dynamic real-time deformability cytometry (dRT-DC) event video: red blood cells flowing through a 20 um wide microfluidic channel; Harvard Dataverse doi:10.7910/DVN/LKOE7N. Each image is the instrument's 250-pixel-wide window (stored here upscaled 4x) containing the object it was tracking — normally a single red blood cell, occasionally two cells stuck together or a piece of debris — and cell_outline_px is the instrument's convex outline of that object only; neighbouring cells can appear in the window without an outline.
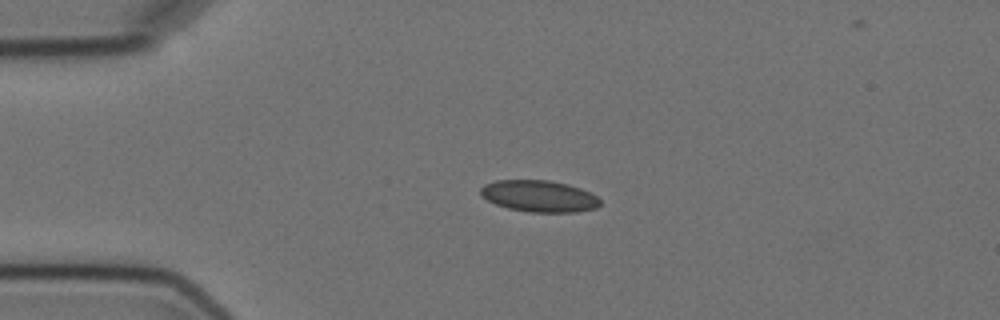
{"species": "Egyptian fruit bat (a non-hibernating species)", "species_latin": "Rousettus aegyptiacus", "temperature_condition": "cold", "stored_images_in_passage": 3, "camera_frame_rate_fps": 3000, "um_per_image_px": 0.085, "animal": {"sex": "female"}, "frame": {"image": 1, "passage_image": 2, "time_ms": 2.333, "image_size_px": [1000, 320], "cell_outline_px": [[600, 204], [596, 208], [576, 212], [528, 212], [508, 208], [496, 204], [480, 196], [480, 188], [484, 184], [496, 180], [548, 180], [568, 184], [592, 192], [600, 200]], "centroid_in_image_um": [45.82, 16.67], "position_along_channel_um": 39.2, "area_um2": 22.14}}